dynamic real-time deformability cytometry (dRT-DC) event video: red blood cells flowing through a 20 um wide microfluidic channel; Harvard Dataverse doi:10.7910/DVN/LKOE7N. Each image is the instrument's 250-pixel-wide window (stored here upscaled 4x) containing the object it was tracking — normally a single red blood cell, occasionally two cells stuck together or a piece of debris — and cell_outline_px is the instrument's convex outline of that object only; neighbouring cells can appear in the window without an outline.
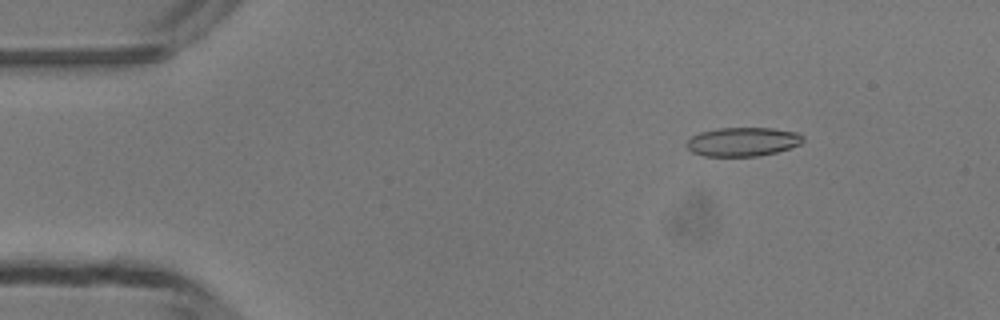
{"species": "common noctule bat (a hibernating species)", "species_latin": "Nyctalus noctula", "temperature_condition": "room temperature", "stored_images_in_passage": 50, "camera_frame_rate_fps": 3000, "um_per_image_px": 0.085, "animal": {"sex": "male", "body_mass_g": 13.3}, "frame": {"image": 1, "passage_image": 7, "time_ms": 2.0, "image_size_px": [1000, 320], "cell_outline_px": [[804, 140], [800, 144], [776, 152], [760, 156], [704, 156], [692, 152], [684, 144], [692, 136], [700, 132], [716, 128], [772, 128], [800, 132], [804, 136]], "centroid_in_image_um": [63.14, 12.04], "position_along_channel_um": 21.9, "area_um2": 19.77}}
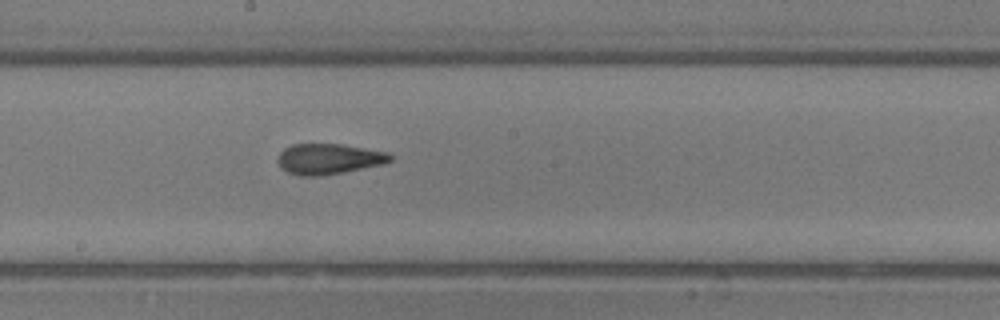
{"frame": {"image": 2, "passage_image": 27, "time_ms": 8.667, "image_size_px": [1000, 320], "cell_outline_px": [[392, 160], [384, 164], [344, 172], [320, 176], [300, 176], [288, 172], [280, 168], [276, 160], [280, 152], [284, 148], [292, 144], [340, 144], [388, 152], [392, 156]], "centroid_in_image_um": [27.92, 13.51], "position_along_channel_um": 220.3, "area_um2": 20.17}}
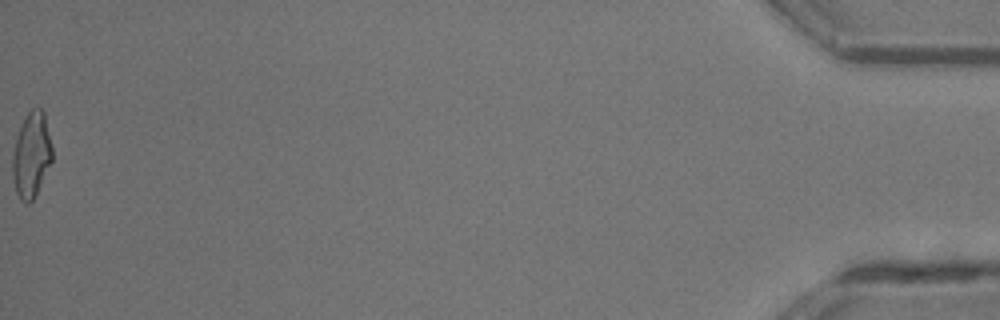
{"frame": {"image": 3, "passage_image": 50, "time_ms": 16.333, "image_size_px": [1000, 320], "cell_outline_px": [[52, 160], [32, 200], [28, 204], [24, 204], [20, 200], [16, 192], [12, 176], [12, 156], [16, 140], [20, 128], [28, 112], [36, 104], [44, 112], [52, 148]], "centroid_in_image_um": [2.66, 13.16], "position_along_channel_um": 432.5, "area_um2": 19.48}, "authors_computed_cell_mechanics": {"area_um2": 19.7676, "velocity_mm_per_s": 4.1717, "shape_relaxation_time_tau1_ms": 7.8116, "shape_relaxation_time_tau2_ms": 1.5865, "deformation_change_tau1": 0.2385, "deformation_change_tau2": 0.0999}}